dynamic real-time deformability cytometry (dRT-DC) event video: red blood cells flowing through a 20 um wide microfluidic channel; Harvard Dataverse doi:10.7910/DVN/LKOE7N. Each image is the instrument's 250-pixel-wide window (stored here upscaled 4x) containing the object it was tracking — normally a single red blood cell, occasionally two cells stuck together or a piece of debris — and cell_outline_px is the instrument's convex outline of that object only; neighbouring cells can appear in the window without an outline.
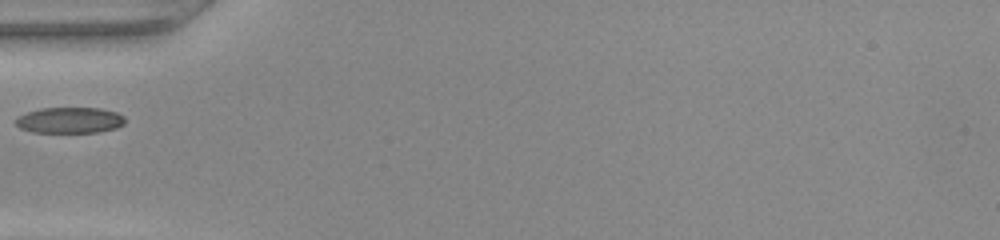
{"species": "common noctule bat (a hibernating species)", "species_latin": "Nyctalus noctula", "temperature_condition": "warm", "stored_images_in_passage": 9, "camera_frame_rate_fps": 3000, "um_per_image_px": 0.085, "animal": {"sex": "female", "body_mass_g": 22.0, "forearm_length_mm": 56.7}, "frame": {"image": 1, "passage_image": 1, "time_ms": 0.0, "image_size_px": [1000, 240], "cell_outline_px": [[124, 124], [116, 128], [96, 132], [32, 132], [20, 128], [12, 120], [16, 116], [40, 108], [100, 108], [116, 112], [124, 116]], "centroid_in_image_um": [5.88, 10.21], "position_along_channel_um": 79.1, "area_um2": 16.59}}
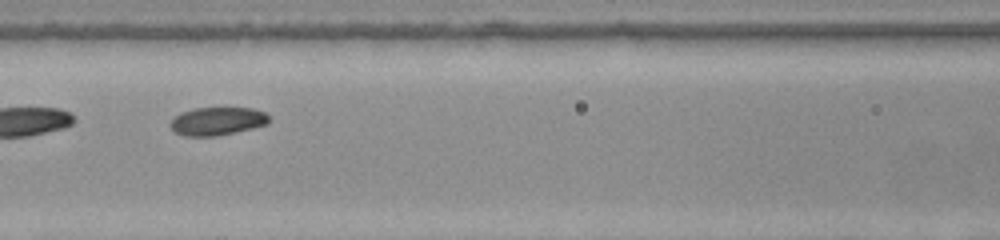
{"frame": {"image": 2, "passage_image": 6, "time_ms": 1.667, "image_size_px": [1000, 240], "cell_outline_px": [[268, 124], [252, 128], [216, 136], [184, 136], [176, 132], [168, 124], [180, 112], [196, 108], [252, 108], [264, 112], [268, 116]], "centroid_in_image_um": [18.45, 10.3], "position_along_channel_um": 148.1, "area_um2": 16.01}}